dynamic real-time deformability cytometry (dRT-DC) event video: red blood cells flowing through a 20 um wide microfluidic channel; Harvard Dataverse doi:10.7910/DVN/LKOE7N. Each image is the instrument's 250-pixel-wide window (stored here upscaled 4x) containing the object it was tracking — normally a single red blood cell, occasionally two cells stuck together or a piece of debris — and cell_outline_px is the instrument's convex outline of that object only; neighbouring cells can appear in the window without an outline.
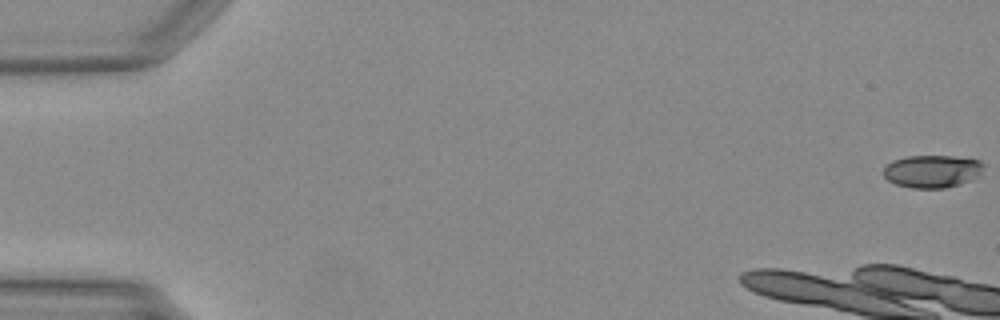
{"species": "Egyptian fruit bat (a non-hibernating species)", "species_latin": "Rousettus aegyptiacus", "temperature_condition": "warm", "stored_images_in_passage": 11, "camera_frame_rate_fps": 3000, "um_per_image_px": 0.085, "animal": {"sex": "female"}, "frame": {"image": 1, "passage_image": 1, "time_ms": 0.0, "image_size_px": [1000, 320], "cell_outline_px": [[984, 164], [980, 176], [960, 184], [944, 188], [912, 188], [896, 184], [888, 180], [884, 176], [884, 168], [892, 160], [908, 156], [952, 156], [980, 160]], "centroid_in_image_um": [79.25, 14.56], "position_along_channel_um": 5.7, "area_um2": 19.07}}